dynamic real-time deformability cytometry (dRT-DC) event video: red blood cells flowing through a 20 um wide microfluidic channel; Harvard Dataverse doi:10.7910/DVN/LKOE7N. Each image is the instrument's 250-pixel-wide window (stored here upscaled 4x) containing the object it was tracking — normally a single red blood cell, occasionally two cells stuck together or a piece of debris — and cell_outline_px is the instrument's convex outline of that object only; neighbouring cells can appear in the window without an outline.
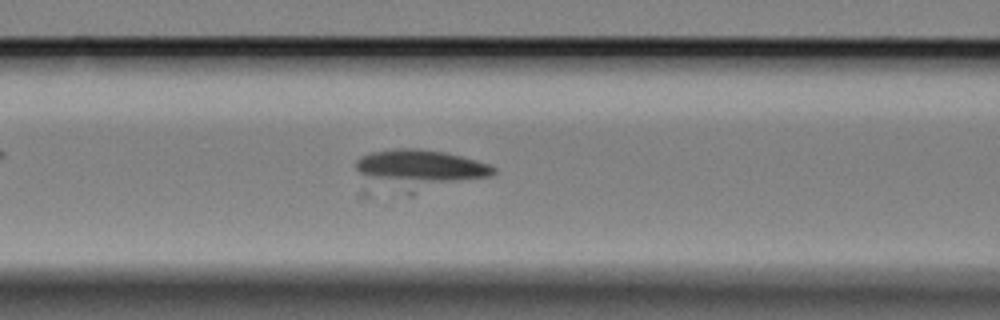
{"species": "Egyptian fruit bat (a non-hibernating species)", "species_latin": "Rousettus aegyptiacus", "temperature_condition": "cold", "stored_images_in_passage": 57, "camera_frame_rate_fps": 3000, "um_per_image_px": 0.085, "animal": {"sex": "female"}, "frame": {"image": 1, "passage_image": 21, "time_ms": 6.667, "image_size_px": [1000, 320], "cell_outline_px": [[496, 172], [492, 176], [412, 196], [356, 196], [356, 160], [360, 156], [372, 152], [396, 148], [416, 148], [444, 152], [476, 160], [488, 164], [496, 168]], "centroid_in_image_um": [35.25, 14.61], "position_along_channel_um": 131.3, "area_um2": 36.47}}
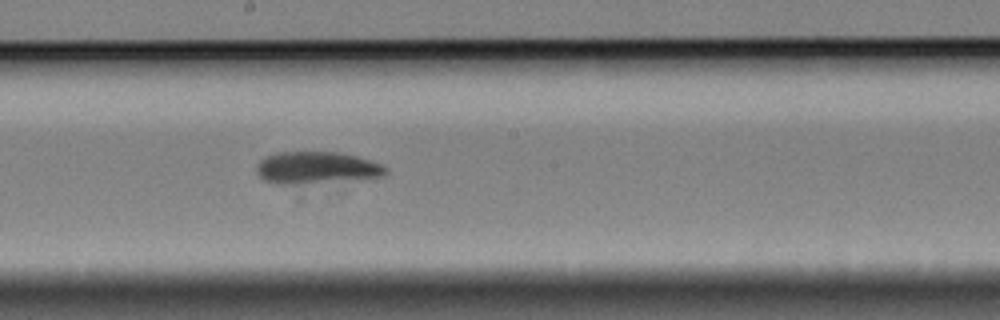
{"frame": {"image": 2, "passage_image": 29, "time_ms": 9.333, "image_size_px": [1000, 320], "cell_outline_px": [[388, 172], [384, 176], [344, 192], [340, 192], [276, 184], [264, 180], [256, 172], [256, 164], [260, 160], [276, 152], [336, 152], [356, 156], [380, 164], [388, 168]], "centroid_in_image_um": [27.14, 14.48], "position_along_channel_um": 221.1, "area_um2": 28.44}}
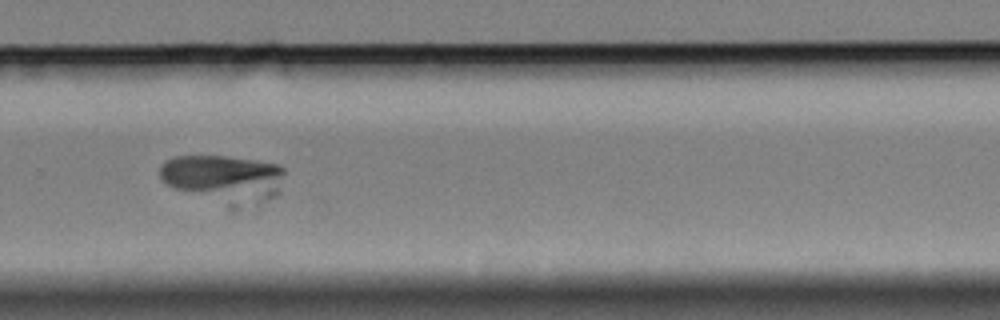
{"frame": {"image": 3, "passage_image": 37, "time_ms": 12.0, "image_size_px": [1000, 320], "cell_outline_px": [[284, 172], [280, 192], [276, 196], [264, 200], [256, 200], [172, 188], [160, 176], [160, 164], [164, 160], [172, 156], [224, 156], [252, 160], [276, 164], [284, 168]], "centroid_in_image_um": [19.0, 14.98], "position_along_channel_um": 310.8, "area_um2": 31.04}}